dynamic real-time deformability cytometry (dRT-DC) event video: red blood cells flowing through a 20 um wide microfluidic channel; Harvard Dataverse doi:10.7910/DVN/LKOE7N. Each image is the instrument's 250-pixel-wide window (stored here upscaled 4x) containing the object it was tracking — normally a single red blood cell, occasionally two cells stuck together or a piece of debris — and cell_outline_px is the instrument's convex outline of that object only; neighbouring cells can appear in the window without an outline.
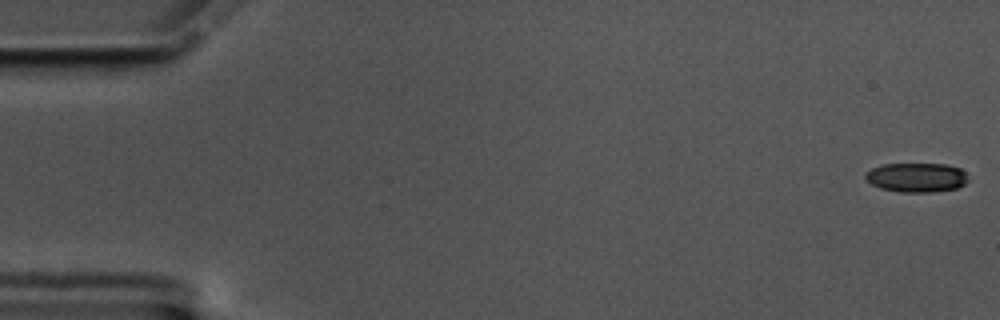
{"species": "common noctule bat (a hibernating species)", "species_latin": "Nyctalus noctula", "temperature_condition": "cold", "stored_images_in_passage": 58, "camera_frame_rate_fps": 3000, "um_per_image_px": 0.085, "animal": {"sex": "male", "body_mass_g": 17.5, "forearm_length_mm": 52.3}, "frame": {"image": 1, "passage_image": 1, "time_ms": 0.0, "image_size_px": [1000, 320], "cell_outline_px": [[968, 180], [964, 184], [956, 188], [932, 192], [900, 192], [880, 188], [872, 184], [864, 176], [864, 172], [872, 168], [884, 164], [944, 164], [960, 168], [964, 172]], "centroid_in_image_um": [77.88, 15.08], "position_along_channel_um": 7.1, "area_um2": 17.46}}
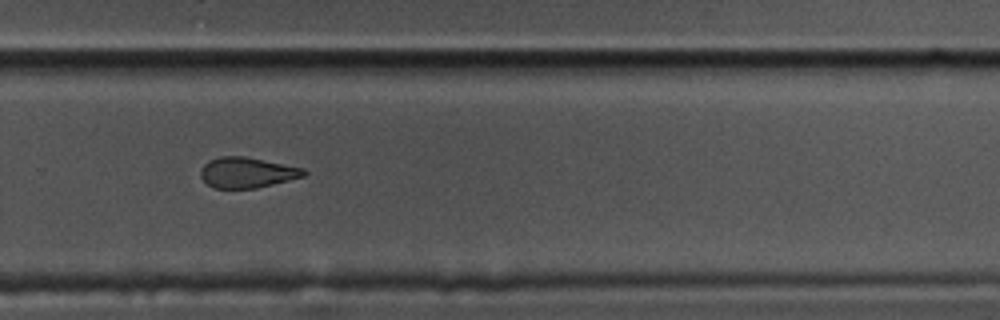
{"frame": {"image": 2, "passage_image": 39, "time_ms": 12.667, "image_size_px": [1000, 320], "cell_outline_px": [[308, 172], [304, 176], [256, 188], [212, 188], [200, 176], [200, 168], [208, 160], [220, 156], [244, 156], [304, 168]], "centroid_in_image_um": [20.97, 14.66], "position_along_channel_um": 308.8, "area_um2": 18.32}}
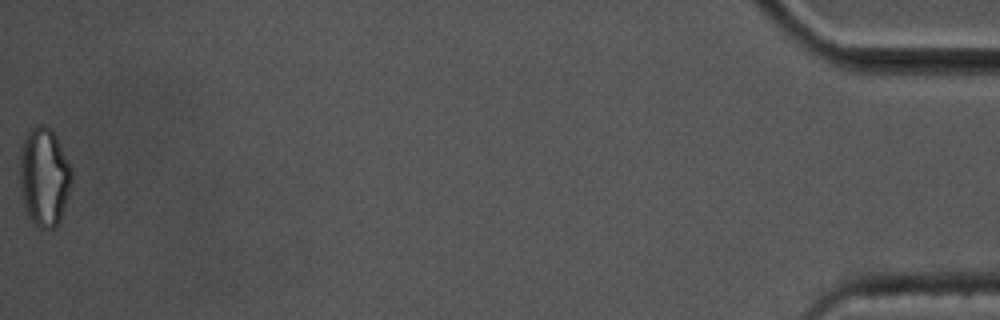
{"frame": {"image": 3, "passage_image": 58, "time_ms": 19.0, "image_size_px": [1000, 320], "cell_outline_px": [[72, 180], [68, 196], [60, 220], [52, 228], [40, 228], [32, 220], [24, 204], [20, 188], [20, 148], [28, 128], [36, 124], [44, 124], [52, 128], [56, 136], [72, 172]], "centroid_in_image_um": [3.74, 14.96], "position_along_channel_um": 431.5, "area_um2": 29.71}, "authors_computed_cell_mechanics": {"area_um2": 19.7387, "velocity_mm_per_s": 3.5059, "shape_relaxation_time_tau1_ms": 6.7269, "shape_relaxation_time_tau2_ms": 2.8821, "deformation_change_tau1": 0.1601, "deformation_change_tau2": 0.1015}}